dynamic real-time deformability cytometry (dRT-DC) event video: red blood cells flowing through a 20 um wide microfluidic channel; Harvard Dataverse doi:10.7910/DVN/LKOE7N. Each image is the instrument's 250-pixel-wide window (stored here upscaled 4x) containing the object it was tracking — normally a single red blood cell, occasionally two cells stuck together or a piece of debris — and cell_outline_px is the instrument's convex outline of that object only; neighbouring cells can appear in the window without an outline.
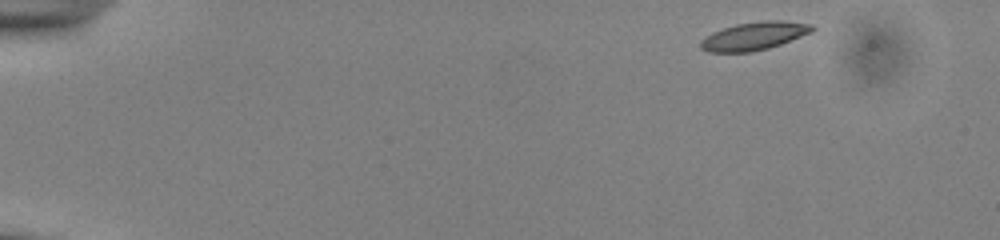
{"species": "common noctule bat (a hibernating species)", "species_latin": "Nyctalus noctula", "temperature_condition": "cold", "stored_images_in_passage": 49, "camera_frame_rate_fps": 3000, "um_per_image_px": 0.085, "animal": {"sex": "male", "body_mass_g": 13.0, "forearm_length_mm": 53.1}, "frame": {"image": 1, "passage_image": 1, "time_ms": 0.0, "image_size_px": [1000, 240], "cell_outline_px": [[816, 28], [812, 32], [780, 44], [768, 48], [752, 52], [708, 52], [700, 48], [700, 40], [712, 32], [736, 24], [764, 20], [784, 20], [812, 24]], "centroid_in_image_um": [64.11, 3.05], "position_along_channel_um": 20.9, "area_um2": 18.32}}
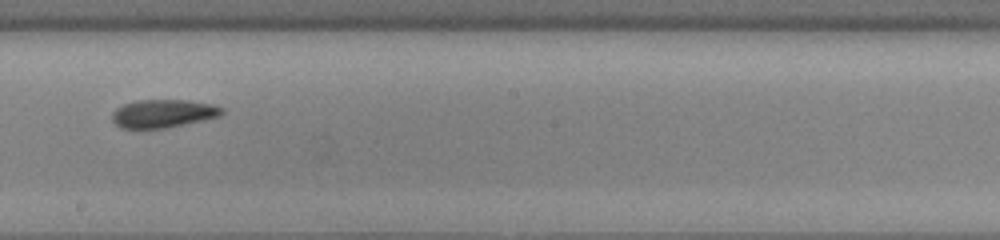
{"frame": {"image": 2, "passage_image": 27, "time_ms": 8.667, "image_size_px": [1000, 240], "cell_outline_px": [[224, 112], [220, 116], [184, 124], [164, 128], [120, 128], [112, 120], [112, 112], [116, 108], [124, 104], [136, 100], [188, 100], [212, 104], [224, 108]], "centroid_in_image_um": [13.86, 9.64], "position_along_channel_um": 234.3, "area_um2": 17.98}}
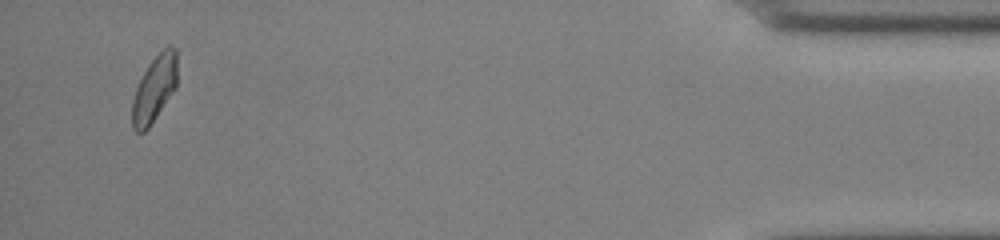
{"frame": {"image": 3, "passage_image": 47, "time_ms": 15.333, "image_size_px": [1000, 240], "cell_outline_px": [[176, 88], [148, 128], [144, 132], [136, 132], [132, 128], [132, 100], [136, 88], [148, 64], [168, 44], [176, 48]], "centroid_in_image_um": [13.12, 7.55], "position_along_channel_um": 422.1, "area_um2": 17.22}, "authors_computed_cell_mechanics": {"area_um2": 17.9758, "velocity_mm_per_s": 3.832, "shape_relaxation_time_tau1_ms": 9.6246, "shape_relaxation_time_tau2_ms": 3.774, "deformation_change_tau1": 0.1648, "deformation_change_tau2": 0.0954}}